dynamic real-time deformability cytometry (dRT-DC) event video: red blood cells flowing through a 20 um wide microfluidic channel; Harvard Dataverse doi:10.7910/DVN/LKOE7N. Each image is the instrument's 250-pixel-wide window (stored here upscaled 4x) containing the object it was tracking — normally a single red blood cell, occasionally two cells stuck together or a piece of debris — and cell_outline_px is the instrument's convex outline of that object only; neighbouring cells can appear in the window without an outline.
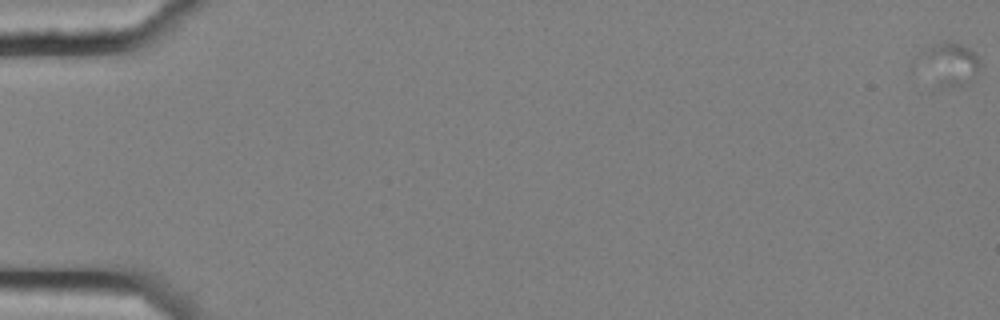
{"species": "common noctule bat (a hibernating species)", "species_latin": "Nyctalus noctula", "temperature_condition": "cold", "stored_images_in_passage": 5, "camera_frame_rate_fps": 3000, "um_per_image_px": 0.085, "animal": {"sex": "female", "body_mass_g": 25.1}, "frame": {"image": 1, "passage_image": 1, "time_ms": 0.0, "image_size_px": [1000, 320], "cell_outline_px": [[980, 64], [972, 80], [968, 84], [940, 84], [912, 72], [908, 68], [908, 64], [920, 52], [944, 40], [948, 40], [960, 44], [976, 52]], "centroid_in_image_um": [80.44, 5.4], "position_along_channel_um": 4.6, "area_um2": 16.3}}
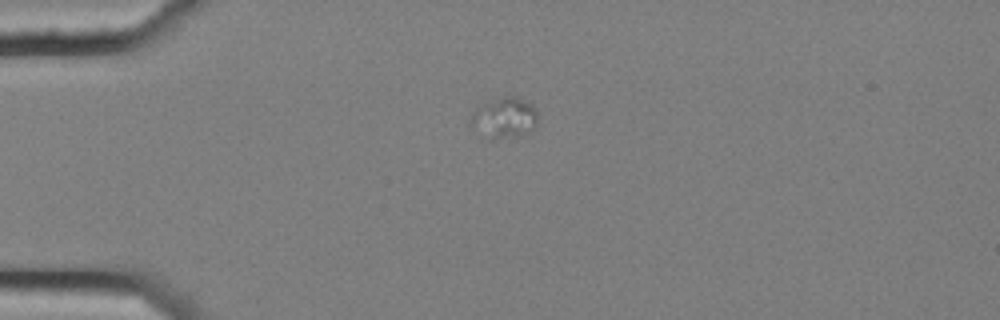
{"frame": {"image": 2, "passage_image": 5, "time_ms": 1.333, "image_size_px": [1000, 320], "cell_outline_px": [[536, 128], [520, 136], [492, 140], [488, 140], [468, 124], [468, 120], [472, 112], [476, 108], [508, 92], [532, 104], [536, 112]], "centroid_in_image_um": [42.83, 10.01], "position_along_channel_um": 42.2, "area_um2": 16.53}}